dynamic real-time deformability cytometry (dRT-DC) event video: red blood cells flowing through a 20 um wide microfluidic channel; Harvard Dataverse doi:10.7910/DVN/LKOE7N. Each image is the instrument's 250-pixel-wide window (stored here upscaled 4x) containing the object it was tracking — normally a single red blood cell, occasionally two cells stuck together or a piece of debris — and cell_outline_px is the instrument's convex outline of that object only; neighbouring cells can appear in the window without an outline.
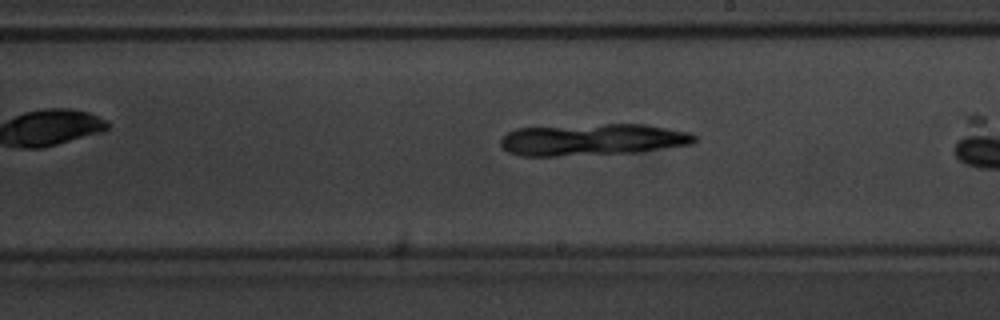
{"species": "common noctule bat (a hibernating species)", "species_latin": "Nyctalus noctula", "temperature_condition": "warm", "stored_images_in_passage": 26, "camera_frame_rate_fps": 3000, "um_per_image_px": 0.085, "animal": {"sex": "male", "body_mass_g": 20.1, "forearm_length_mm": 53.5}, "frame": {"image": 1, "passage_image": 15, "time_ms": 4.667, "image_size_px": [1000, 320], "cell_outline_px": [[696, 140], [692, 144], [640, 152], [556, 156], [520, 156], [508, 152], [500, 144], [500, 140], [508, 132], [516, 128], [604, 124], [644, 124], [692, 132], [696, 136]], "centroid_in_image_um": [50.39, 11.87], "position_along_channel_um": 238.6, "area_um2": 36.07}}